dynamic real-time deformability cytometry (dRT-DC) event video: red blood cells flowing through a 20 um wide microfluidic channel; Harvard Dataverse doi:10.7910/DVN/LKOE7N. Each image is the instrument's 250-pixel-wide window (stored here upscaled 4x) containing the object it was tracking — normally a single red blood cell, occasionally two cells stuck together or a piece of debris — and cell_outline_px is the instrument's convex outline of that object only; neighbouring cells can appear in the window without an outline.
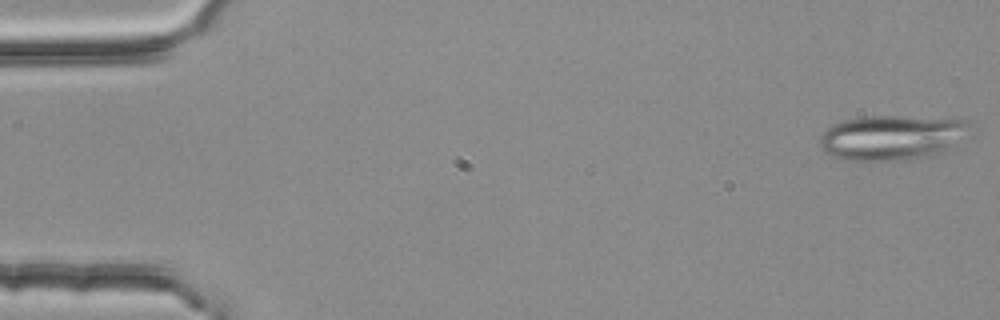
{"species": "common noctule bat (a hibernating species)", "species_latin": "Nyctalus noctula", "temperature_condition": "room temperature", "stored_images_in_passage": 4, "camera_frame_rate_fps": 3000, "um_per_image_px": 0.085, "animal": {"sex": "female", "body_mass_g": 25.1}, "frame": {"image": 1, "passage_image": 1, "time_ms": 0.0, "image_size_px": [1000, 320], "cell_outline_px": [[976, 124], [948, 148], [940, 152], [924, 156], [888, 160], [844, 160], [832, 156], [824, 152], [820, 144], [820, 136], [832, 124], [844, 120], [864, 116], [900, 116], [968, 120]], "centroid_in_image_um": [75.77, 11.66], "position_along_channel_um": 9.2, "area_um2": 38.73}}